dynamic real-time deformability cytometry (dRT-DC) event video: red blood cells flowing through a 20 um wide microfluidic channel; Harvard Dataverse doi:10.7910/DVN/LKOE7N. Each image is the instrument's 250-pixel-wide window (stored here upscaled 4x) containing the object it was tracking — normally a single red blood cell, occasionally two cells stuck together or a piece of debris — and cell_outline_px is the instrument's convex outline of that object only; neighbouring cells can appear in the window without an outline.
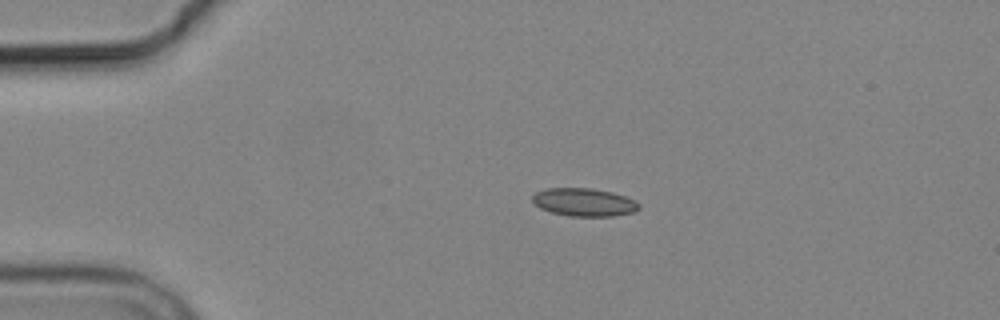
{"species": "common noctule bat (a hibernating species)", "species_latin": "Nyctalus noctula", "temperature_condition": "cold", "stored_images_in_passage": 5, "camera_frame_rate_fps": 3000, "um_per_image_px": 0.085, "animal": {"sex": "male", "body_mass_g": 19.2, "forearm_length_mm": 51.8}, "frame": {"image": 1, "passage_image": 4, "time_ms": 3.667, "image_size_px": [1000, 320], "cell_outline_px": [[640, 208], [636, 212], [612, 216], [568, 216], [552, 212], [540, 208], [532, 200], [532, 196], [536, 192], [544, 188], [592, 188], [612, 192], [636, 200], [640, 204]], "centroid_in_image_um": [49.67, 17.18], "position_along_channel_um": 35.3, "area_um2": 17.51}}